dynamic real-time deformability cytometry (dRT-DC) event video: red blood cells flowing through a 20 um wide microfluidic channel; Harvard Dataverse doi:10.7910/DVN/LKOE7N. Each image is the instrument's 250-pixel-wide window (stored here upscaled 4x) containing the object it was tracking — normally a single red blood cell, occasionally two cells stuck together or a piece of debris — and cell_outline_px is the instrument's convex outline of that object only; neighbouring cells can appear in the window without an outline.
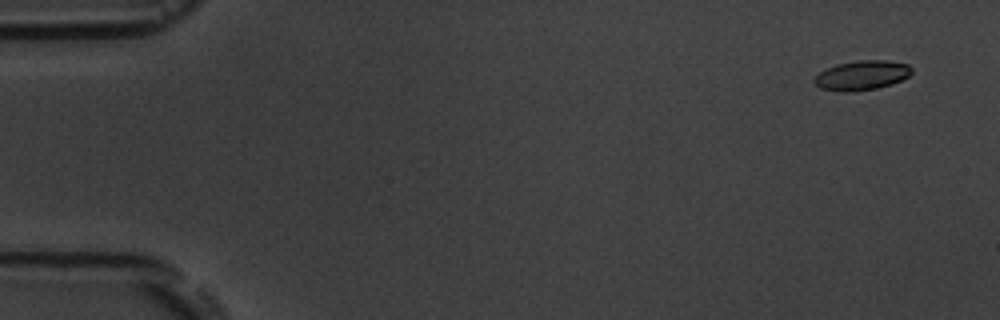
{"species": "common noctule bat (a hibernating species)", "species_latin": "Nyctalus noctula", "temperature_condition": "room temperature", "stored_images_in_passage": 4, "camera_frame_rate_fps": 3000, "um_per_image_px": 0.085, "animal": {"sex": "male", "body_mass_g": 19.5, "forearm_length_mm": 54.6}, "frame": {"image": 1, "passage_image": 1, "time_ms": 0.0, "image_size_px": [1000, 320], "cell_outline_px": [[912, 72], [908, 76], [892, 84], [876, 88], [848, 92], [844, 92], [820, 88], [812, 80], [820, 72], [836, 64], [860, 60], [884, 60], [908, 64], [912, 68]], "centroid_in_image_um": [73.25, 6.4], "position_along_channel_um": 11.7, "area_um2": 16.59}}